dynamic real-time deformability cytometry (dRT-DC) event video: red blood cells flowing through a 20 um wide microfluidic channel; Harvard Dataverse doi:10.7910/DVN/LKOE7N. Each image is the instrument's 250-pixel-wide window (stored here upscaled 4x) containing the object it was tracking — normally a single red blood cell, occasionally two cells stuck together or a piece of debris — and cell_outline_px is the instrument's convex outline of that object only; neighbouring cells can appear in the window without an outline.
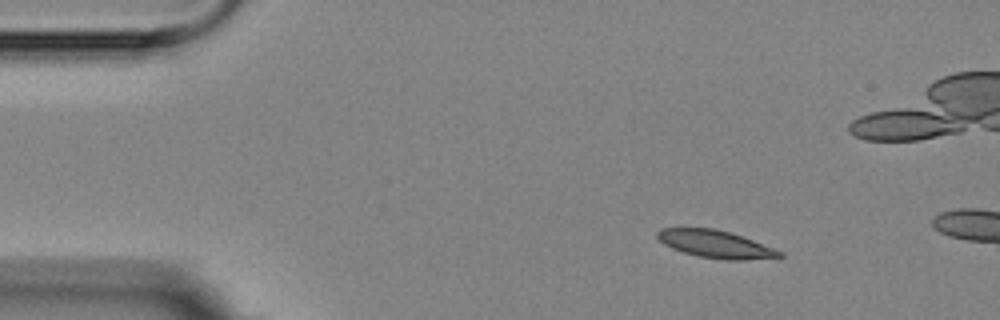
{"species": "Egyptian fruit bat (a non-hibernating species)", "species_latin": "Rousettus aegyptiacus", "temperature_condition": "room temperature", "stored_images_in_passage": 3, "camera_frame_rate_fps": 3000, "um_per_image_px": 0.085, "animal": {"sex": "female"}, "frame": {"image": 1, "passage_image": 1, "time_ms": 0.0, "image_size_px": [1000, 320], "cell_outline_px": [[784, 256], [744, 260], [724, 260], [700, 256], [684, 252], [672, 248], [664, 244], [656, 236], [656, 232], [660, 228], [716, 228], [752, 240], [784, 252]], "centroid_in_image_um": [60.8, 20.75], "position_along_channel_um": 24.2, "area_um2": 19.36}}